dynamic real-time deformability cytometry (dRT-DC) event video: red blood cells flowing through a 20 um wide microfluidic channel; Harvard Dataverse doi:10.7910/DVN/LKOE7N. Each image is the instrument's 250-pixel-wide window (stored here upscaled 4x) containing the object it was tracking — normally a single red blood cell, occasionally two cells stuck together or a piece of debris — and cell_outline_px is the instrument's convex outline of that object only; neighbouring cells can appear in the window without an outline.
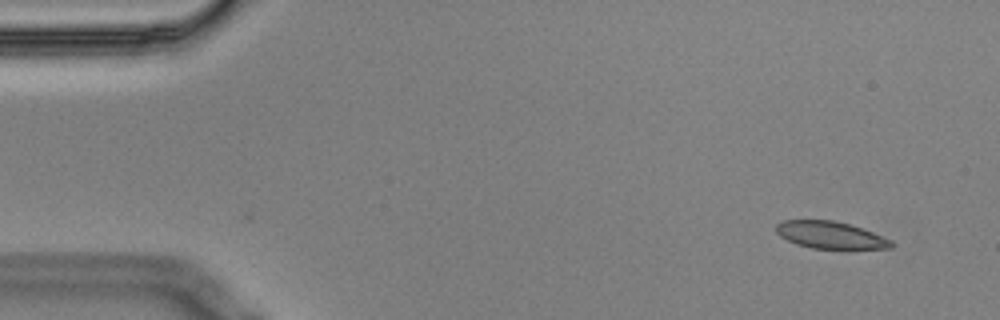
{"species": "Egyptian fruit bat (a non-hibernating species)", "species_latin": "Rousettus aegyptiacus", "temperature_condition": "cold", "stored_images_in_passage": 4, "camera_frame_rate_fps": 3000, "um_per_image_px": 0.085, "animal": {"sex": "male"}, "frame": {"image": 1, "passage_image": 1, "time_ms": 0.0, "image_size_px": [1000, 320], "cell_outline_px": [[896, 244], [892, 248], [848, 252], [812, 248], [796, 244], [780, 236], [776, 232], [776, 224], [784, 220], [832, 220], [848, 224], [872, 232], [892, 240]], "centroid_in_image_um": [70.68, 20.05], "position_along_channel_um": 14.3, "area_um2": 19.13}}